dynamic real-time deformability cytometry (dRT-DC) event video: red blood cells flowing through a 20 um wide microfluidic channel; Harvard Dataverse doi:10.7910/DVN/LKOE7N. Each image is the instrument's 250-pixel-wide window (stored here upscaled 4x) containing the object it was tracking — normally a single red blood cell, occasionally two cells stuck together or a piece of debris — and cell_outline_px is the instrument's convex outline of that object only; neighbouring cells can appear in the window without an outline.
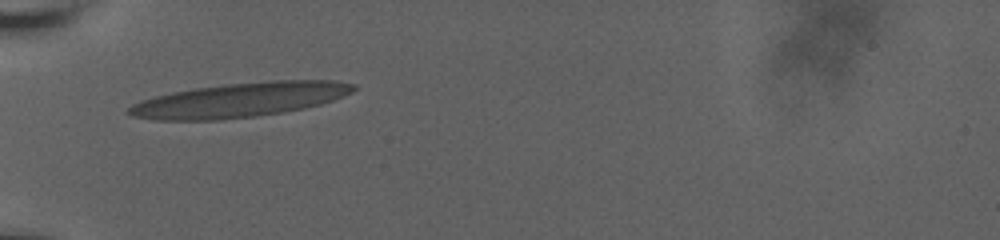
{"species": "human", "species_latin": "Homo sapiens", "temperature_condition": "room temperature", "stored_images_in_passage": 35, "camera_frame_rate_fps": 3000, "um_per_image_px": 0.085, "donor": {"sex": "male"}, "frame": {"image": 1, "passage_image": 1, "time_ms": 0.0, "image_size_px": [1000, 240], "cell_outline_px": [[356, 88], [352, 92], [332, 100], [320, 104], [304, 108], [284, 112], [256, 116], [220, 120], [156, 120], [132, 116], [124, 112], [132, 104], [140, 100], [172, 92], [196, 88], [224, 84], [272, 80], [336, 80], [356, 84]], "centroid_in_image_um": [20.37, 8.49], "position_along_channel_um": 64.6, "area_um2": 45.14}}
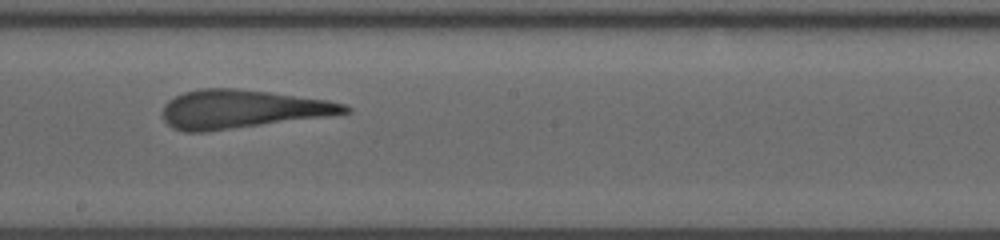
{"frame": {"image": 2, "passage_image": 20, "time_ms": 4.667, "image_size_px": [1000, 240], "cell_outline_px": [[352, 112], [324, 116], [204, 132], [184, 132], [172, 128], [164, 120], [164, 104], [168, 100], [184, 92], [200, 88], [236, 88], [268, 92], [328, 100], [344, 104], [352, 108]], "centroid_in_image_um": [20.53, 9.27], "position_along_channel_um": 227.7, "area_um2": 40.4}}
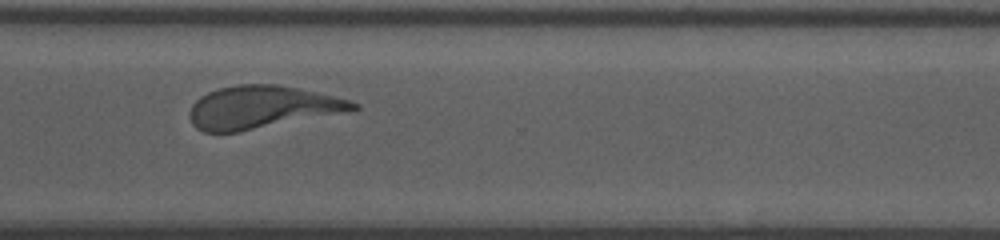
{"frame": {"image": 3, "passage_image": 34, "time_ms": 8.0, "image_size_px": [1000, 240], "cell_outline_px": [[360, 108], [236, 132], [204, 132], [196, 128], [192, 124], [188, 116], [188, 112], [192, 104], [200, 96], [208, 92], [220, 88], [236, 84], [276, 84], [296, 88], [332, 96], [348, 100], [360, 104]], "centroid_in_image_um": [22.13, 9.1], "position_along_channel_um": 348.5, "area_um2": 39.77}}